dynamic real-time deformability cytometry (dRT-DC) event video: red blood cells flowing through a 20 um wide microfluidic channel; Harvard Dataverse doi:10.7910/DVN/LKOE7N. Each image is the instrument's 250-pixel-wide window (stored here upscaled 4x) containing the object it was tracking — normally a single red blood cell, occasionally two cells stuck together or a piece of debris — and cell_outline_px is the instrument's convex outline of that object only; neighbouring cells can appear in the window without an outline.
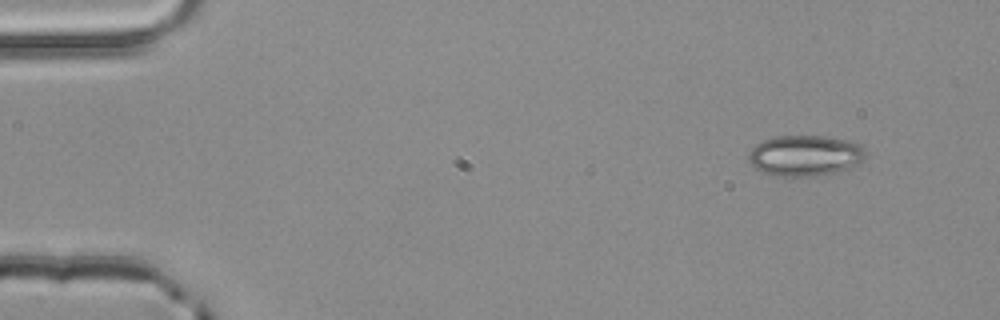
{"species": "common noctule bat (a hibernating species)", "species_latin": "Nyctalus noctula", "temperature_condition": "room temperature", "stored_images_in_passage": 3, "camera_frame_rate_fps": 3000, "um_per_image_px": 0.085, "animal": {"sex": "male", "body_mass_g": 20.4}, "frame": {"image": 1, "passage_image": 1, "time_ms": 0.0, "image_size_px": [1000, 320], "cell_outline_px": [[864, 156], [856, 164], [848, 168], [836, 172], [812, 176], [776, 176], [764, 172], [748, 164], [748, 152], [756, 144], [772, 136], [824, 136], [856, 140], [864, 148]], "centroid_in_image_um": [68.4, 13.2], "position_along_channel_um": 16.6, "area_um2": 27.98}}